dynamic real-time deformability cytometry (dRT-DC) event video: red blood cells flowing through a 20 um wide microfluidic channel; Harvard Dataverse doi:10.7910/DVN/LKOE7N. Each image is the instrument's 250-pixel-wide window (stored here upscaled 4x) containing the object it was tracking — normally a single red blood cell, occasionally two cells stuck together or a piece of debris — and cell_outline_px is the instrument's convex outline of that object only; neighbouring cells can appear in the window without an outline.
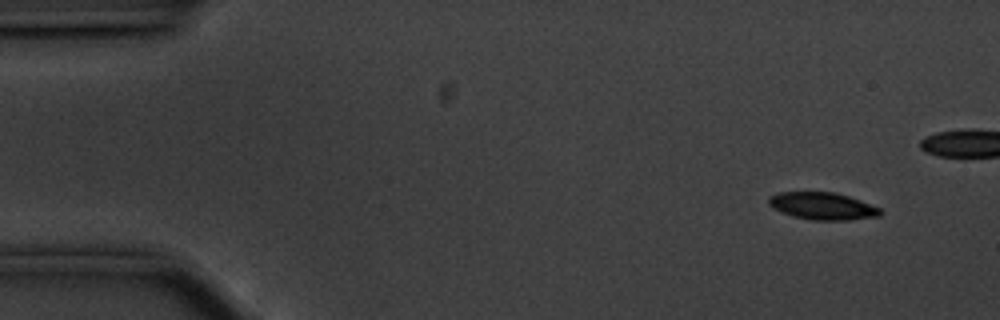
{"species": "common noctule bat (a hibernating species)", "species_latin": "Nyctalus noctula", "temperature_condition": "cold", "stored_images_in_passage": 54, "camera_frame_rate_fps": 3000, "um_per_image_px": 0.085, "animal": {"sex": "male", "body_mass_g": 20.1, "forearm_length_mm": 53.5}, "frame": {"image": 1, "passage_image": 1, "time_ms": 0.0, "image_size_px": [1000, 320], "cell_outline_px": [[880, 216], [852, 220], [812, 220], [792, 216], [772, 208], [768, 204], [768, 200], [772, 196], [780, 192], [832, 192], [848, 196], [860, 200], [880, 208]], "centroid_in_image_um": [69.91, 17.52], "position_along_channel_um": 15.1, "area_um2": 17.63}}
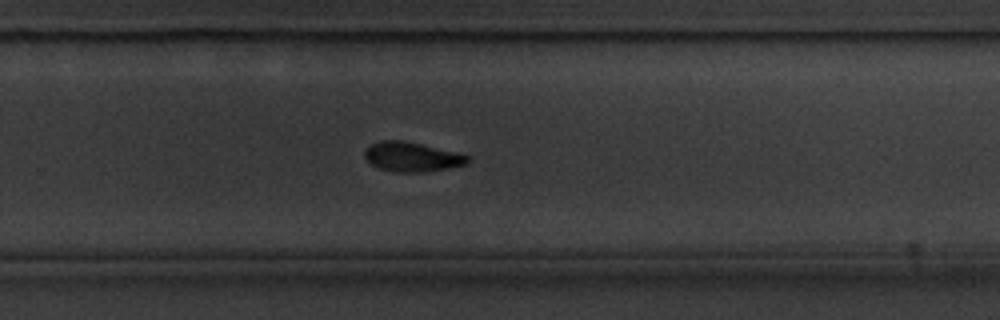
{"frame": {"image": 2, "passage_image": 33, "time_ms": 10.667, "image_size_px": [1000, 320], "cell_outline_px": [[468, 164], [448, 168], [424, 172], [392, 172], [380, 168], [372, 164], [364, 156], [364, 148], [380, 140], [400, 140], [420, 144], [456, 152], [468, 156]], "centroid_in_image_um": [34.98, 13.33], "position_along_channel_um": 294.8, "area_um2": 17.57}}
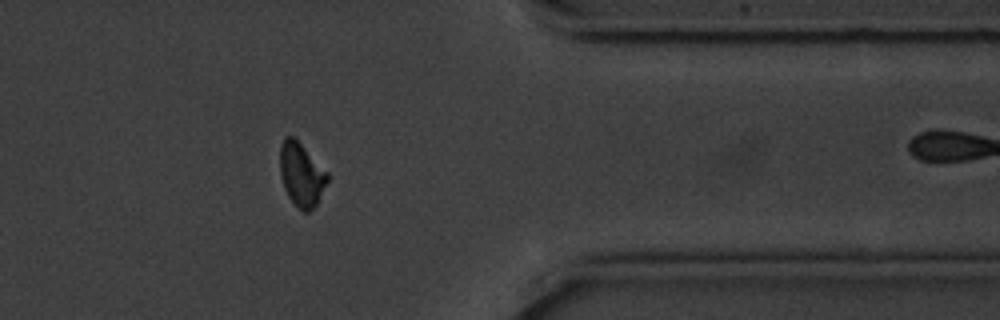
{"frame": {"image": 3, "passage_image": 42, "time_ms": 13.667, "image_size_px": [1000, 320], "cell_outline_px": [[328, 180], [316, 204], [308, 212], [304, 212], [288, 196], [284, 188], [280, 176], [280, 144], [284, 136], [292, 136], [328, 172]], "centroid_in_image_um": [25.6, 14.82], "position_along_channel_um": 385.8, "area_um2": 17.22}, "authors_computed_cell_mechanics": {"area_um2": 18.3226, "velocity_mm_per_s": 3.5496, "shape_relaxation_time_tau1_ms": 2.3511, "shape_relaxation_time_tau2_ms": null, "deformation_change_tau1": 0.0942, "deformation_change_tau2": null}}